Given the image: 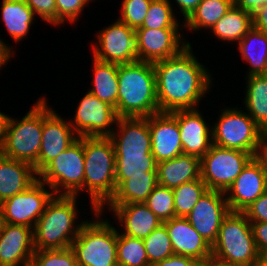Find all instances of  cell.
I'll use <instances>...</instances> for the list:
<instances>
[{"instance_id":"obj_35","label":"cell","mask_w":267,"mask_h":266,"mask_svg":"<svg viewBox=\"0 0 267 266\" xmlns=\"http://www.w3.org/2000/svg\"><path fill=\"white\" fill-rule=\"evenodd\" d=\"M146 172H157L152 153L115 156V180H126L128 175H146Z\"/></svg>"},{"instance_id":"obj_15","label":"cell","mask_w":267,"mask_h":266,"mask_svg":"<svg viewBox=\"0 0 267 266\" xmlns=\"http://www.w3.org/2000/svg\"><path fill=\"white\" fill-rule=\"evenodd\" d=\"M181 30V31H180ZM184 29H136L138 61L157 62L179 54L191 44ZM186 40V41H185Z\"/></svg>"},{"instance_id":"obj_10","label":"cell","mask_w":267,"mask_h":266,"mask_svg":"<svg viewBox=\"0 0 267 266\" xmlns=\"http://www.w3.org/2000/svg\"><path fill=\"white\" fill-rule=\"evenodd\" d=\"M252 157L248 152L212 144L200 159L201 179L209 190L226 192Z\"/></svg>"},{"instance_id":"obj_52","label":"cell","mask_w":267,"mask_h":266,"mask_svg":"<svg viewBox=\"0 0 267 266\" xmlns=\"http://www.w3.org/2000/svg\"><path fill=\"white\" fill-rule=\"evenodd\" d=\"M194 266H215V259L211 257L206 260H198Z\"/></svg>"},{"instance_id":"obj_26","label":"cell","mask_w":267,"mask_h":266,"mask_svg":"<svg viewBox=\"0 0 267 266\" xmlns=\"http://www.w3.org/2000/svg\"><path fill=\"white\" fill-rule=\"evenodd\" d=\"M0 11L7 35L20 45L29 36L32 24L37 21L35 13L24 0H2Z\"/></svg>"},{"instance_id":"obj_20","label":"cell","mask_w":267,"mask_h":266,"mask_svg":"<svg viewBox=\"0 0 267 266\" xmlns=\"http://www.w3.org/2000/svg\"><path fill=\"white\" fill-rule=\"evenodd\" d=\"M99 211L113 215L120 233L133 238L144 239L163 224L145 203L104 205Z\"/></svg>"},{"instance_id":"obj_25","label":"cell","mask_w":267,"mask_h":266,"mask_svg":"<svg viewBox=\"0 0 267 266\" xmlns=\"http://www.w3.org/2000/svg\"><path fill=\"white\" fill-rule=\"evenodd\" d=\"M200 177V158L194 155L181 154L157 163L158 184L167 188L173 189Z\"/></svg>"},{"instance_id":"obj_19","label":"cell","mask_w":267,"mask_h":266,"mask_svg":"<svg viewBox=\"0 0 267 266\" xmlns=\"http://www.w3.org/2000/svg\"><path fill=\"white\" fill-rule=\"evenodd\" d=\"M34 252L33 228L0 221V266H30Z\"/></svg>"},{"instance_id":"obj_1","label":"cell","mask_w":267,"mask_h":266,"mask_svg":"<svg viewBox=\"0 0 267 266\" xmlns=\"http://www.w3.org/2000/svg\"><path fill=\"white\" fill-rule=\"evenodd\" d=\"M194 53L191 43L179 54L153 63L159 112L201 108L213 91V73Z\"/></svg>"},{"instance_id":"obj_21","label":"cell","mask_w":267,"mask_h":266,"mask_svg":"<svg viewBox=\"0 0 267 266\" xmlns=\"http://www.w3.org/2000/svg\"><path fill=\"white\" fill-rule=\"evenodd\" d=\"M115 156L151 153V134L148 117L117 118L109 136Z\"/></svg>"},{"instance_id":"obj_2","label":"cell","mask_w":267,"mask_h":266,"mask_svg":"<svg viewBox=\"0 0 267 266\" xmlns=\"http://www.w3.org/2000/svg\"><path fill=\"white\" fill-rule=\"evenodd\" d=\"M79 199L78 196L66 195L52 197L33 229L35 250L71 247L81 227L88 221L84 217L79 219Z\"/></svg>"},{"instance_id":"obj_18","label":"cell","mask_w":267,"mask_h":266,"mask_svg":"<svg viewBox=\"0 0 267 266\" xmlns=\"http://www.w3.org/2000/svg\"><path fill=\"white\" fill-rule=\"evenodd\" d=\"M201 112L199 108H195L170 113L178 122L183 154L194 155L200 159L213 144L212 123L207 121Z\"/></svg>"},{"instance_id":"obj_14","label":"cell","mask_w":267,"mask_h":266,"mask_svg":"<svg viewBox=\"0 0 267 266\" xmlns=\"http://www.w3.org/2000/svg\"><path fill=\"white\" fill-rule=\"evenodd\" d=\"M43 97L42 142L37 162L33 165L39 173L55 157L66 150L77 138L68 118H62ZM65 118V119H64Z\"/></svg>"},{"instance_id":"obj_16","label":"cell","mask_w":267,"mask_h":266,"mask_svg":"<svg viewBox=\"0 0 267 266\" xmlns=\"http://www.w3.org/2000/svg\"><path fill=\"white\" fill-rule=\"evenodd\" d=\"M229 212L225 192L208 189L186 219L205 241L213 246L222 221Z\"/></svg>"},{"instance_id":"obj_31","label":"cell","mask_w":267,"mask_h":266,"mask_svg":"<svg viewBox=\"0 0 267 266\" xmlns=\"http://www.w3.org/2000/svg\"><path fill=\"white\" fill-rule=\"evenodd\" d=\"M92 59V85L88 91L114 108L117 106L119 92L118 64Z\"/></svg>"},{"instance_id":"obj_51","label":"cell","mask_w":267,"mask_h":266,"mask_svg":"<svg viewBox=\"0 0 267 266\" xmlns=\"http://www.w3.org/2000/svg\"><path fill=\"white\" fill-rule=\"evenodd\" d=\"M7 116H8V114H6V112L4 113V112H1V110H0V145H1L2 140H3V134H4Z\"/></svg>"},{"instance_id":"obj_22","label":"cell","mask_w":267,"mask_h":266,"mask_svg":"<svg viewBox=\"0 0 267 266\" xmlns=\"http://www.w3.org/2000/svg\"><path fill=\"white\" fill-rule=\"evenodd\" d=\"M148 125L151 153L157 163L183 154L178 122L170 113L160 112L148 116Z\"/></svg>"},{"instance_id":"obj_48","label":"cell","mask_w":267,"mask_h":266,"mask_svg":"<svg viewBox=\"0 0 267 266\" xmlns=\"http://www.w3.org/2000/svg\"><path fill=\"white\" fill-rule=\"evenodd\" d=\"M8 42L6 43V40L1 39L0 37V71H2L5 66L7 67V64L12 61V58L16 57V52L14 51V47H12Z\"/></svg>"},{"instance_id":"obj_38","label":"cell","mask_w":267,"mask_h":266,"mask_svg":"<svg viewBox=\"0 0 267 266\" xmlns=\"http://www.w3.org/2000/svg\"><path fill=\"white\" fill-rule=\"evenodd\" d=\"M145 204L162 223L175 217L174 195L171 188L158 184Z\"/></svg>"},{"instance_id":"obj_3","label":"cell","mask_w":267,"mask_h":266,"mask_svg":"<svg viewBox=\"0 0 267 266\" xmlns=\"http://www.w3.org/2000/svg\"><path fill=\"white\" fill-rule=\"evenodd\" d=\"M118 84L115 108L118 118L148 117L160 113L153 63L136 61L118 65Z\"/></svg>"},{"instance_id":"obj_6","label":"cell","mask_w":267,"mask_h":266,"mask_svg":"<svg viewBox=\"0 0 267 266\" xmlns=\"http://www.w3.org/2000/svg\"><path fill=\"white\" fill-rule=\"evenodd\" d=\"M31 105L22 117L7 116L0 153L34 165L42 142L43 96L38 97Z\"/></svg>"},{"instance_id":"obj_8","label":"cell","mask_w":267,"mask_h":266,"mask_svg":"<svg viewBox=\"0 0 267 266\" xmlns=\"http://www.w3.org/2000/svg\"><path fill=\"white\" fill-rule=\"evenodd\" d=\"M223 108V109H222ZM216 121H212L213 144L237 149L256 156L267 135L248 113L238 106H222Z\"/></svg>"},{"instance_id":"obj_41","label":"cell","mask_w":267,"mask_h":266,"mask_svg":"<svg viewBox=\"0 0 267 266\" xmlns=\"http://www.w3.org/2000/svg\"><path fill=\"white\" fill-rule=\"evenodd\" d=\"M56 1V27L60 28L65 24L76 26L83 10L96 0H55Z\"/></svg>"},{"instance_id":"obj_44","label":"cell","mask_w":267,"mask_h":266,"mask_svg":"<svg viewBox=\"0 0 267 266\" xmlns=\"http://www.w3.org/2000/svg\"><path fill=\"white\" fill-rule=\"evenodd\" d=\"M256 248L263 259L267 256V222H250Z\"/></svg>"},{"instance_id":"obj_40","label":"cell","mask_w":267,"mask_h":266,"mask_svg":"<svg viewBox=\"0 0 267 266\" xmlns=\"http://www.w3.org/2000/svg\"><path fill=\"white\" fill-rule=\"evenodd\" d=\"M152 0H121L118 20L138 29L147 15Z\"/></svg>"},{"instance_id":"obj_32","label":"cell","mask_w":267,"mask_h":266,"mask_svg":"<svg viewBox=\"0 0 267 266\" xmlns=\"http://www.w3.org/2000/svg\"><path fill=\"white\" fill-rule=\"evenodd\" d=\"M234 5L233 0H202L191 15L183 21L184 30L192 33L210 28Z\"/></svg>"},{"instance_id":"obj_7","label":"cell","mask_w":267,"mask_h":266,"mask_svg":"<svg viewBox=\"0 0 267 266\" xmlns=\"http://www.w3.org/2000/svg\"><path fill=\"white\" fill-rule=\"evenodd\" d=\"M214 259L235 265H262L250 221L243 212H232L223 219L212 246Z\"/></svg>"},{"instance_id":"obj_46","label":"cell","mask_w":267,"mask_h":266,"mask_svg":"<svg viewBox=\"0 0 267 266\" xmlns=\"http://www.w3.org/2000/svg\"><path fill=\"white\" fill-rule=\"evenodd\" d=\"M197 261L191 257L173 254L167 259L154 263L152 266H194Z\"/></svg>"},{"instance_id":"obj_49","label":"cell","mask_w":267,"mask_h":266,"mask_svg":"<svg viewBox=\"0 0 267 266\" xmlns=\"http://www.w3.org/2000/svg\"><path fill=\"white\" fill-rule=\"evenodd\" d=\"M234 6L254 12L260 6L267 4V0H233Z\"/></svg>"},{"instance_id":"obj_36","label":"cell","mask_w":267,"mask_h":266,"mask_svg":"<svg viewBox=\"0 0 267 266\" xmlns=\"http://www.w3.org/2000/svg\"><path fill=\"white\" fill-rule=\"evenodd\" d=\"M175 217L186 218L198 200L208 190L201 177L173 188Z\"/></svg>"},{"instance_id":"obj_4","label":"cell","mask_w":267,"mask_h":266,"mask_svg":"<svg viewBox=\"0 0 267 266\" xmlns=\"http://www.w3.org/2000/svg\"><path fill=\"white\" fill-rule=\"evenodd\" d=\"M84 193L89 197L91 215L114 195L115 150L110 137H84ZM87 194H89L87 196Z\"/></svg>"},{"instance_id":"obj_30","label":"cell","mask_w":267,"mask_h":266,"mask_svg":"<svg viewBox=\"0 0 267 266\" xmlns=\"http://www.w3.org/2000/svg\"><path fill=\"white\" fill-rule=\"evenodd\" d=\"M253 27L252 12L243 10L236 6L220 18L211 28L210 32L218 41L227 43H236L248 33Z\"/></svg>"},{"instance_id":"obj_39","label":"cell","mask_w":267,"mask_h":266,"mask_svg":"<svg viewBox=\"0 0 267 266\" xmlns=\"http://www.w3.org/2000/svg\"><path fill=\"white\" fill-rule=\"evenodd\" d=\"M30 266H78L72 249L35 250Z\"/></svg>"},{"instance_id":"obj_37","label":"cell","mask_w":267,"mask_h":266,"mask_svg":"<svg viewBox=\"0 0 267 266\" xmlns=\"http://www.w3.org/2000/svg\"><path fill=\"white\" fill-rule=\"evenodd\" d=\"M143 240L149 264L151 266L174 254L169 233L164 224H161L158 228L154 229L152 233Z\"/></svg>"},{"instance_id":"obj_29","label":"cell","mask_w":267,"mask_h":266,"mask_svg":"<svg viewBox=\"0 0 267 266\" xmlns=\"http://www.w3.org/2000/svg\"><path fill=\"white\" fill-rule=\"evenodd\" d=\"M244 63L248 68L246 76L267 74V36L252 27L236 45Z\"/></svg>"},{"instance_id":"obj_50","label":"cell","mask_w":267,"mask_h":266,"mask_svg":"<svg viewBox=\"0 0 267 266\" xmlns=\"http://www.w3.org/2000/svg\"><path fill=\"white\" fill-rule=\"evenodd\" d=\"M256 158L262 164L267 182V138L263 141L260 149L257 151Z\"/></svg>"},{"instance_id":"obj_13","label":"cell","mask_w":267,"mask_h":266,"mask_svg":"<svg viewBox=\"0 0 267 266\" xmlns=\"http://www.w3.org/2000/svg\"><path fill=\"white\" fill-rule=\"evenodd\" d=\"M74 116L68 118L78 137H109L115 129V108L88 90L77 102Z\"/></svg>"},{"instance_id":"obj_47","label":"cell","mask_w":267,"mask_h":266,"mask_svg":"<svg viewBox=\"0 0 267 266\" xmlns=\"http://www.w3.org/2000/svg\"><path fill=\"white\" fill-rule=\"evenodd\" d=\"M252 20L253 27L267 36V4L260 6L252 13Z\"/></svg>"},{"instance_id":"obj_5","label":"cell","mask_w":267,"mask_h":266,"mask_svg":"<svg viewBox=\"0 0 267 266\" xmlns=\"http://www.w3.org/2000/svg\"><path fill=\"white\" fill-rule=\"evenodd\" d=\"M104 215L96 211L72 242L70 248L78 266H118V228Z\"/></svg>"},{"instance_id":"obj_12","label":"cell","mask_w":267,"mask_h":266,"mask_svg":"<svg viewBox=\"0 0 267 266\" xmlns=\"http://www.w3.org/2000/svg\"><path fill=\"white\" fill-rule=\"evenodd\" d=\"M54 195L53 190L38 179L25 191L0 203V221L34 229L37 220Z\"/></svg>"},{"instance_id":"obj_53","label":"cell","mask_w":267,"mask_h":266,"mask_svg":"<svg viewBox=\"0 0 267 266\" xmlns=\"http://www.w3.org/2000/svg\"><path fill=\"white\" fill-rule=\"evenodd\" d=\"M215 266H243V265L230 264V263H226V262L215 259ZM249 266H263V265H249Z\"/></svg>"},{"instance_id":"obj_28","label":"cell","mask_w":267,"mask_h":266,"mask_svg":"<svg viewBox=\"0 0 267 266\" xmlns=\"http://www.w3.org/2000/svg\"><path fill=\"white\" fill-rule=\"evenodd\" d=\"M243 109L267 135V74L249 75L246 78Z\"/></svg>"},{"instance_id":"obj_24","label":"cell","mask_w":267,"mask_h":266,"mask_svg":"<svg viewBox=\"0 0 267 266\" xmlns=\"http://www.w3.org/2000/svg\"><path fill=\"white\" fill-rule=\"evenodd\" d=\"M37 180L38 173L33 165L0 153V203L25 191Z\"/></svg>"},{"instance_id":"obj_54","label":"cell","mask_w":267,"mask_h":266,"mask_svg":"<svg viewBox=\"0 0 267 266\" xmlns=\"http://www.w3.org/2000/svg\"><path fill=\"white\" fill-rule=\"evenodd\" d=\"M262 265L267 266V256L262 259Z\"/></svg>"},{"instance_id":"obj_45","label":"cell","mask_w":267,"mask_h":266,"mask_svg":"<svg viewBox=\"0 0 267 266\" xmlns=\"http://www.w3.org/2000/svg\"><path fill=\"white\" fill-rule=\"evenodd\" d=\"M167 1L173 7V9H174V6L178 7L176 10L179 9L178 10L179 12L176 11V13L182 14V15H180V16H182V18L180 20H181V22H183L191 15V13L196 9L198 4L202 0H172L174 3H172L171 0H167Z\"/></svg>"},{"instance_id":"obj_23","label":"cell","mask_w":267,"mask_h":266,"mask_svg":"<svg viewBox=\"0 0 267 266\" xmlns=\"http://www.w3.org/2000/svg\"><path fill=\"white\" fill-rule=\"evenodd\" d=\"M163 224L168 230L174 254L196 260H206L212 257V246L186 218L174 217Z\"/></svg>"},{"instance_id":"obj_27","label":"cell","mask_w":267,"mask_h":266,"mask_svg":"<svg viewBox=\"0 0 267 266\" xmlns=\"http://www.w3.org/2000/svg\"><path fill=\"white\" fill-rule=\"evenodd\" d=\"M115 182V193L105 205L145 203L158 185V178L157 172H146V175H128V179Z\"/></svg>"},{"instance_id":"obj_42","label":"cell","mask_w":267,"mask_h":266,"mask_svg":"<svg viewBox=\"0 0 267 266\" xmlns=\"http://www.w3.org/2000/svg\"><path fill=\"white\" fill-rule=\"evenodd\" d=\"M36 17L44 23L56 27V1L55 0H24Z\"/></svg>"},{"instance_id":"obj_11","label":"cell","mask_w":267,"mask_h":266,"mask_svg":"<svg viewBox=\"0 0 267 266\" xmlns=\"http://www.w3.org/2000/svg\"><path fill=\"white\" fill-rule=\"evenodd\" d=\"M94 35L96 42H91L90 49L96 60L118 65L138 61L136 31L126 23L115 18Z\"/></svg>"},{"instance_id":"obj_43","label":"cell","mask_w":267,"mask_h":266,"mask_svg":"<svg viewBox=\"0 0 267 266\" xmlns=\"http://www.w3.org/2000/svg\"><path fill=\"white\" fill-rule=\"evenodd\" d=\"M250 222H267V191L243 211Z\"/></svg>"},{"instance_id":"obj_17","label":"cell","mask_w":267,"mask_h":266,"mask_svg":"<svg viewBox=\"0 0 267 266\" xmlns=\"http://www.w3.org/2000/svg\"><path fill=\"white\" fill-rule=\"evenodd\" d=\"M267 191L264 169L256 156L243 167L232 185L225 192L232 212H243Z\"/></svg>"},{"instance_id":"obj_9","label":"cell","mask_w":267,"mask_h":266,"mask_svg":"<svg viewBox=\"0 0 267 266\" xmlns=\"http://www.w3.org/2000/svg\"><path fill=\"white\" fill-rule=\"evenodd\" d=\"M84 171V137H78L38 173V179L55 195L80 197L84 194Z\"/></svg>"},{"instance_id":"obj_34","label":"cell","mask_w":267,"mask_h":266,"mask_svg":"<svg viewBox=\"0 0 267 266\" xmlns=\"http://www.w3.org/2000/svg\"><path fill=\"white\" fill-rule=\"evenodd\" d=\"M117 263L118 266H151L144 240L121 234L118 230Z\"/></svg>"},{"instance_id":"obj_33","label":"cell","mask_w":267,"mask_h":266,"mask_svg":"<svg viewBox=\"0 0 267 266\" xmlns=\"http://www.w3.org/2000/svg\"><path fill=\"white\" fill-rule=\"evenodd\" d=\"M140 28L148 29H184L178 21L175 9L167 0H152L147 15Z\"/></svg>"}]
</instances>
